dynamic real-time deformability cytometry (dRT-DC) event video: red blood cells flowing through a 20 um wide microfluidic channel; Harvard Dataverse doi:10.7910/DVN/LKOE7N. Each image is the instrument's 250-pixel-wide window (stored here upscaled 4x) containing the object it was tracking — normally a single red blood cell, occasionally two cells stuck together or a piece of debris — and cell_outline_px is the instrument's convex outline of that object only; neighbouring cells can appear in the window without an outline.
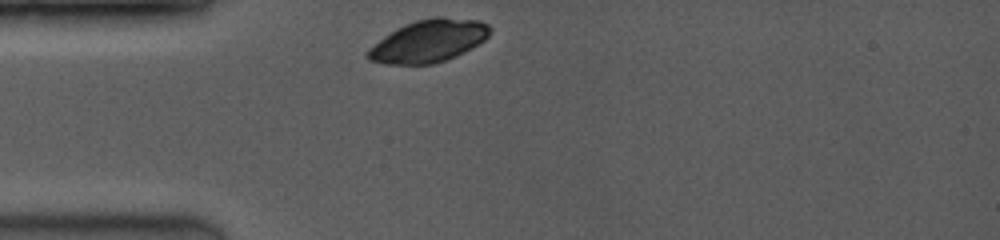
{"species": "common noctule bat (a hibernating species)", "species_latin": "Nyctalus noctula", "temperature_condition": "room temperature", "stored_images_in_passage": 1, "camera_frame_rate_fps": 3500, "um_per_image_px": 0.085, "animal": {"sex": "female", "body_mass_g": 19.0, "forearm_length_mm": 53.3}, "frame": {"image": 1, "passage_image": 1, "time_ms": 0.0, "image_size_px": [1000, 240], "cell_outline_px": [[492, 32], [484, 40], [464, 52], [444, 60], [432, 64], [384, 64], [368, 60], [364, 56], [364, 52], [384, 36], [396, 28], [416, 20], [432, 16], [444, 16], [480, 20], [488, 24], [492, 28]], "centroid_in_image_um": [36.42, 3.47], "position_along_channel_um": 48.6, "area_um2": 30.46}}